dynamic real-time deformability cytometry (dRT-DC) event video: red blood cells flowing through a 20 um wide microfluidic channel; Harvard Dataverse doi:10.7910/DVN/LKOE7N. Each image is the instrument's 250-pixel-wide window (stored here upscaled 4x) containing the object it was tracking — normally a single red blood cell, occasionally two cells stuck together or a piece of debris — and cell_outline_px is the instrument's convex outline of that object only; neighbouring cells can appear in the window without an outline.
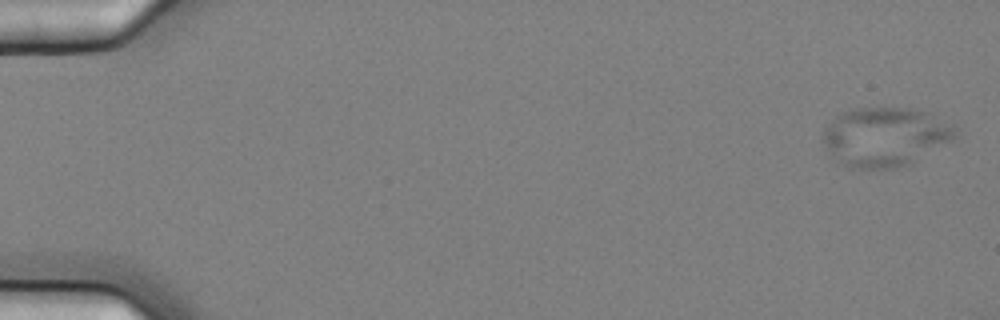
{"species": "common noctule bat (a hibernating species)", "species_latin": "Nyctalus noctula", "temperature_condition": "cold", "stored_images_in_passage": 3, "camera_frame_rate_fps": 3000, "um_per_image_px": 0.085, "animal": {"sex": "female", "body_mass_g": 25.1}, "frame": {"image": 1, "passage_image": 1, "time_ms": 0.0, "image_size_px": [1000, 320], "cell_outline_px": [[956, 136], [952, 140], [908, 164], [892, 168], [848, 168], [840, 164], [832, 156], [824, 140], [824, 128], [836, 116], [844, 112], [856, 108], [912, 108], [928, 112], [952, 124]], "centroid_in_image_um": [75.22, 11.62], "position_along_channel_um": 9.8, "area_um2": 44.97}}